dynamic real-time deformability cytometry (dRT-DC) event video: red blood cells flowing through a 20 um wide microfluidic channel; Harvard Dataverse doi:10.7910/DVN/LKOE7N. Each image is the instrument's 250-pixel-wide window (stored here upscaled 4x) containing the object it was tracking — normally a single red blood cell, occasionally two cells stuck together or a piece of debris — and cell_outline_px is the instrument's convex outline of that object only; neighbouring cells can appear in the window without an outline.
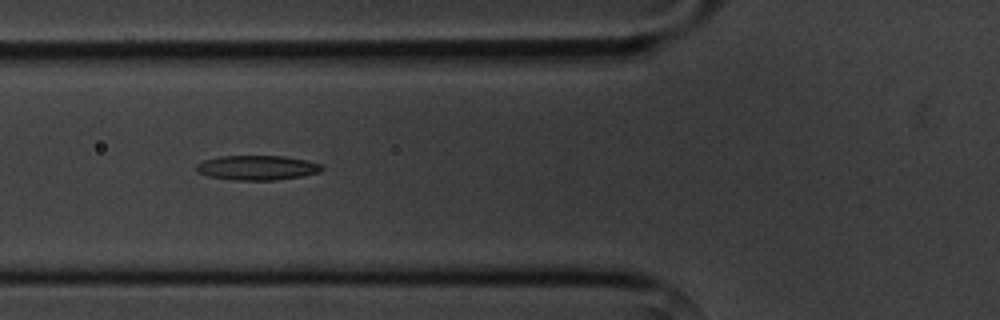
{"species": "common noctule bat (a hibernating species)", "species_latin": "Nyctalus noctula", "temperature_condition": "cold", "stored_images_in_passage": 8, "camera_frame_rate_fps": 3000, "um_per_image_px": 0.085, "animal": {"sex": "male", "body_mass_g": 20.1, "forearm_length_mm": 53.5}, "frame": {"image": 1, "passage_image": 6, "time_ms": 5.667, "image_size_px": [1000, 320], "cell_outline_px": [[324, 168], [320, 172], [300, 176], [276, 180], [236, 180], [208, 176], [196, 172], [196, 164], [204, 160], [220, 156], [284, 156], [308, 160], [320, 164]], "centroid_in_image_um": [21.85, 14.25], "position_along_channel_um": 104.0, "area_um2": 18.03}}
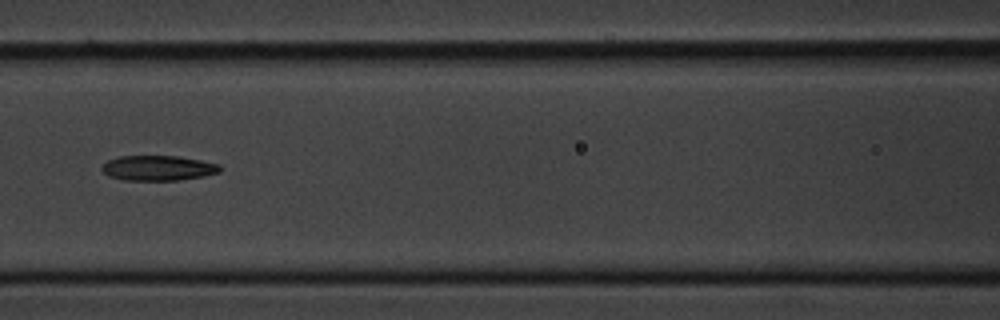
{"frame": {"image": 2, "passage_image": 7, "time_ms": 7.0, "image_size_px": [1000, 320], "cell_outline_px": [[220, 172], [204, 176], [180, 180], [124, 180], [108, 176], [100, 168], [108, 160], [116, 156], [176, 156], [200, 160], [220, 164]], "centroid_in_image_um": [13.42, 14.28], "position_along_channel_um": 153.2, "area_um2": 17.28}}
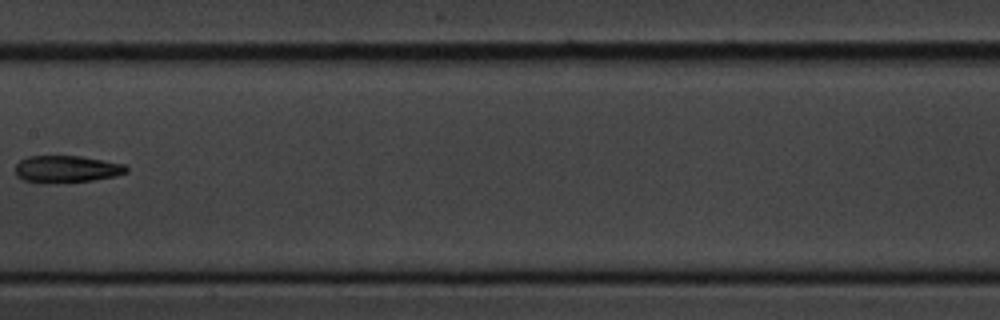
{"frame": {"image": 3, "passage_image": 8, "time_ms": 8.333, "image_size_px": [1000, 320], "cell_outline_px": [[128, 172], [116, 176], [92, 180], [24, 180], [16, 176], [16, 164], [20, 160], [28, 156], [80, 156], [124, 164], [128, 168]], "centroid_in_image_um": [5.71, 14.32], "position_along_channel_um": 201.7, "area_um2": 16.59}}